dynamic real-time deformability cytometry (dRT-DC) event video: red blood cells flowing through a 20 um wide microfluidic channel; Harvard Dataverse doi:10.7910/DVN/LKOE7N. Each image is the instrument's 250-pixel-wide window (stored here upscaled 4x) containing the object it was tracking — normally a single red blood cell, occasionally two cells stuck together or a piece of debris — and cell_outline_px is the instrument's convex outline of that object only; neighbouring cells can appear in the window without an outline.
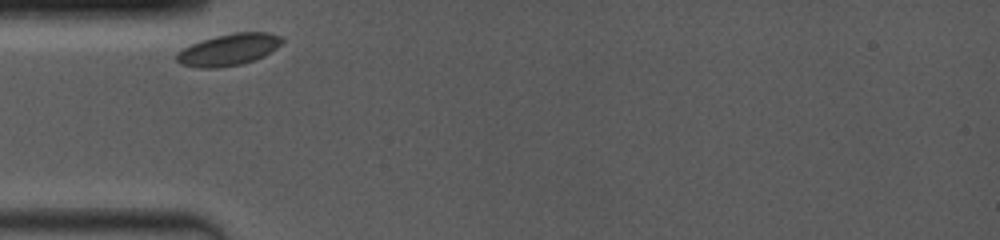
{"species": "common noctule bat (a hibernating species)", "species_latin": "Nyctalus noctula", "temperature_condition": "room temperature", "stored_images_in_passage": 12, "camera_frame_rate_fps": 4000, "um_per_image_px": 0.085, "animal": {"sex": "female", "body_mass_g": 19.0, "forearm_length_mm": 53.3}, "frame": {"image": 1, "passage_image": 1, "time_ms": 0.0, "image_size_px": [1000, 240], "cell_outline_px": [[284, 40], [276, 48], [264, 56], [240, 64], [220, 68], [196, 68], [180, 64], [176, 60], [176, 52], [200, 40], [216, 36], [236, 32], [268, 32], [284, 36]], "centroid_in_image_um": [19.43, 4.22], "position_along_channel_um": 65.6, "area_um2": 19.59}}
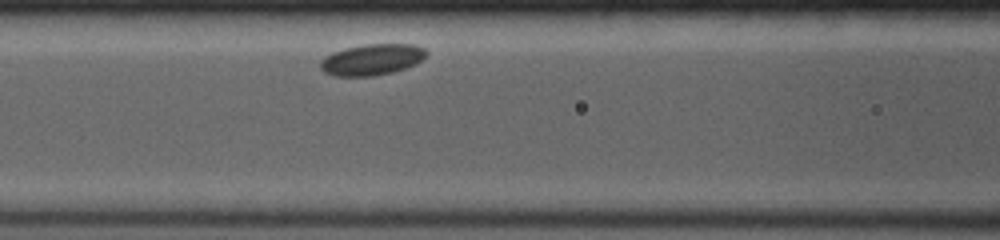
{"frame": {"image": 2, "passage_image": 6, "time_ms": 2.0, "image_size_px": [1000, 240], "cell_outline_px": [[428, 52], [416, 64], [392, 72], [372, 76], [336, 76], [324, 72], [320, 68], [320, 60], [324, 56], [332, 52], [344, 48], [364, 44], [416, 44], [424, 48]], "centroid_in_image_um": [31.58, 5.05], "position_along_channel_um": 135.0, "area_um2": 19.31}}
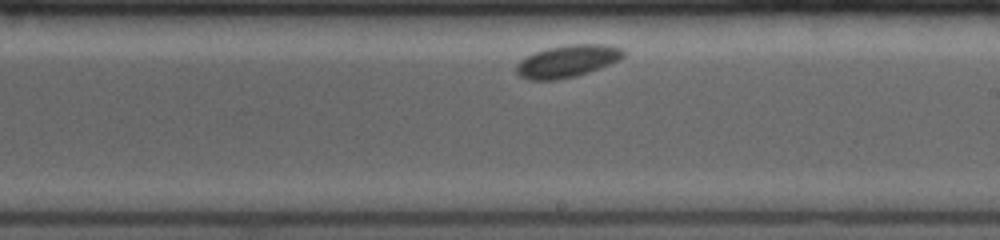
{"frame": {"image": 3, "passage_image": 12, "time_ms": 5.0, "image_size_px": [1000, 240], "cell_outline_px": [[624, 56], [620, 60], [600, 68], [576, 76], [556, 80], [528, 80], [520, 76], [516, 72], [516, 64], [520, 60], [536, 52], [548, 48], [568, 44], [608, 44], [620, 48], [624, 52]], "centroid_in_image_um": [48.23, 5.2], "position_along_channel_um": 240.8, "area_um2": 20.11}}